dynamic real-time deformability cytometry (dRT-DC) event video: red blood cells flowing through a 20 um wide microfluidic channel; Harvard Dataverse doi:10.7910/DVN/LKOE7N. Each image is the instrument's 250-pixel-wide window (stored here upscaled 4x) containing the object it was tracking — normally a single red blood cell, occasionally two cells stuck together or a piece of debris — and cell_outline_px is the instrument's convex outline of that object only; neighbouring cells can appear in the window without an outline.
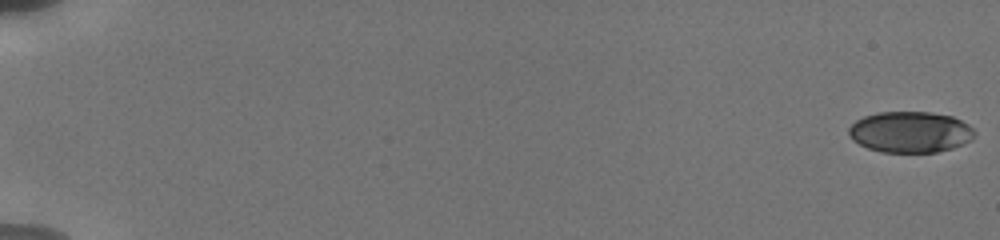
{"species": "human", "species_latin": "Homo sapiens", "temperature_condition": "cold", "stored_images_in_passage": 25, "camera_frame_rate_fps": 3000, "um_per_image_px": 0.085, "donor": {"sex": "male"}, "frame": {"image": 1, "passage_image": 1, "time_ms": 0.0, "image_size_px": [1000, 240], "cell_outline_px": [[976, 136], [972, 140], [952, 148], [936, 152], [880, 152], [868, 148], [852, 140], [848, 136], [848, 128], [856, 120], [864, 116], [876, 112], [932, 112], [952, 116], [968, 124], [976, 132]], "centroid_in_image_um": [77.37, 11.22], "position_along_channel_um": 7.6, "area_um2": 30.35}}
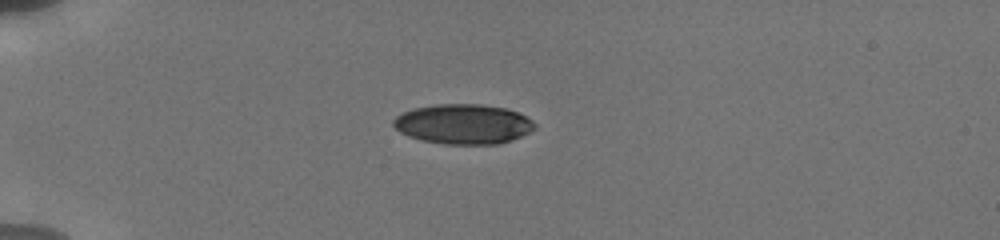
{"frame": {"image": 2, "passage_image": 19, "time_ms": 5.333, "image_size_px": [1000, 240], "cell_outline_px": [[536, 128], [512, 140], [500, 144], [444, 144], [420, 140], [408, 136], [400, 132], [392, 124], [392, 120], [396, 116], [412, 108], [436, 104], [480, 104], [504, 108], [516, 112], [532, 120], [536, 124]], "centroid_in_image_um": [39.35, 10.55], "position_along_channel_um": 45.7, "area_um2": 32.89}}
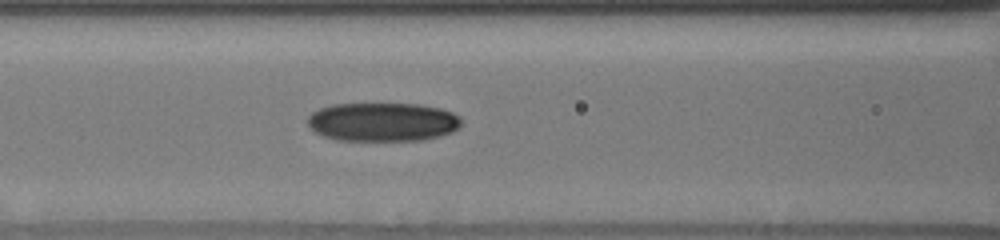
{"frame": {"image": 3, "passage_image": 25, "time_ms": 8.667, "image_size_px": [1000, 240], "cell_outline_px": [[460, 124], [452, 132], [440, 136], [424, 140], [336, 140], [324, 136], [316, 132], [308, 124], [308, 116], [312, 112], [320, 108], [332, 104], [420, 104], [440, 108], [452, 112], [460, 116]], "centroid_in_image_um": [32.53, 10.36], "position_along_channel_um": 134.1, "area_um2": 34.68}}